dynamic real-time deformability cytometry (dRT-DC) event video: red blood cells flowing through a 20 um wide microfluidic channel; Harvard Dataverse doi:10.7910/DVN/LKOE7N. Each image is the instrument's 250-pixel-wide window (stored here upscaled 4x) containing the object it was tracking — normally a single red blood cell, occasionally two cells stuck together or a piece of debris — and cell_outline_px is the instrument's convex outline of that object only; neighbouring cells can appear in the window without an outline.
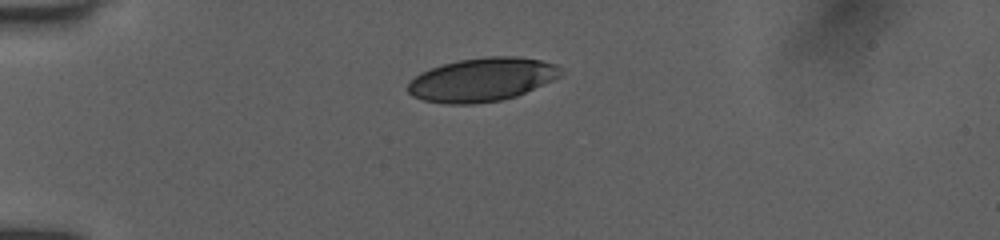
{"species": "human", "species_latin": "Homo sapiens", "temperature_condition": "room temperature", "stored_images_in_passage": 44, "camera_frame_rate_fps": 3000, "um_per_image_px": 0.085, "donor": {"sex": "female"}, "frame": {"image": 1, "passage_image": 1, "time_ms": 0.0, "image_size_px": [1000, 240], "cell_outline_px": [[564, 72], [560, 76], [552, 80], [516, 96], [500, 100], [472, 104], [448, 104], [424, 100], [412, 96], [408, 92], [408, 84], [420, 72], [444, 64], [460, 60], [484, 56], [516, 56], [540, 60], [556, 64], [564, 68]], "centroid_in_image_um": [40.99, 6.76], "position_along_channel_um": 44.0, "area_um2": 38.67}}
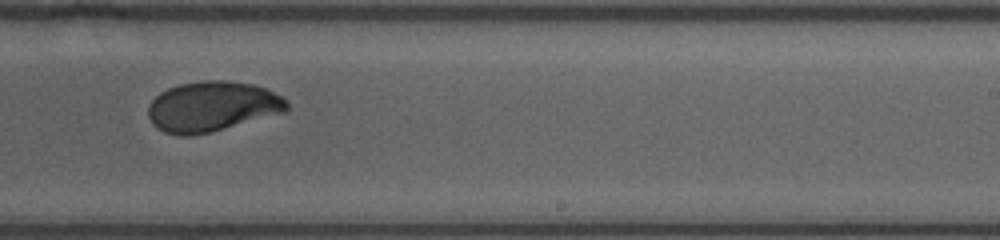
{"frame": {"image": 2, "passage_image": 24, "time_ms": 6.667, "image_size_px": [1000, 240], "cell_outline_px": [[288, 112], [208, 132], [188, 136], [180, 136], [164, 132], [156, 128], [152, 124], [148, 116], [148, 104], [160, 92], [168, 88], [180, 84], [204, 80], [224, 80], [252, 84], [268, 88], [284, 96], [288, 100]], "centroid_in_image_um": [18.06, 9.04], "position_along_channel_um": 270.9, "area_um2": 40.92}}
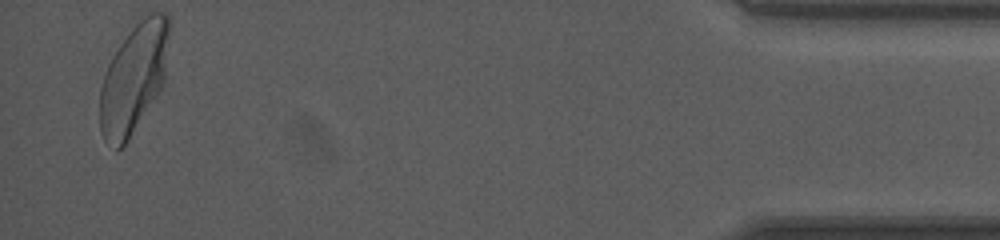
{"frame": {"image": 3, "passage_image": 43, "time_ms": 12.333, "image_size_px": [1000, 240], "cell_outline_px": [[172, 24], [164, 80], [160, 92], [128, 140], [120, 148], [116, 148], [104, 140], [100, 132], [100, 88], [108, 64], [112, 56], [136, 16], [152, 12], [164, 12], [172, 20]], "centroid_in_image_um": [11.41, 6.53], "position_along_channel_um": 423.8, "area_um2": 45.37}, "authors_computed_cell_mechanics": {"area_um2": 41.1247, "velocity_mm_per_s": 3.9618, "shape_relaxation_time_tau1_ms": 4.2909, "shape_relaxation_time_tau2_ms": 0.8474, "deformation_change_tau1": 0.1696, "deformation_change_tau2": 0.0426}}